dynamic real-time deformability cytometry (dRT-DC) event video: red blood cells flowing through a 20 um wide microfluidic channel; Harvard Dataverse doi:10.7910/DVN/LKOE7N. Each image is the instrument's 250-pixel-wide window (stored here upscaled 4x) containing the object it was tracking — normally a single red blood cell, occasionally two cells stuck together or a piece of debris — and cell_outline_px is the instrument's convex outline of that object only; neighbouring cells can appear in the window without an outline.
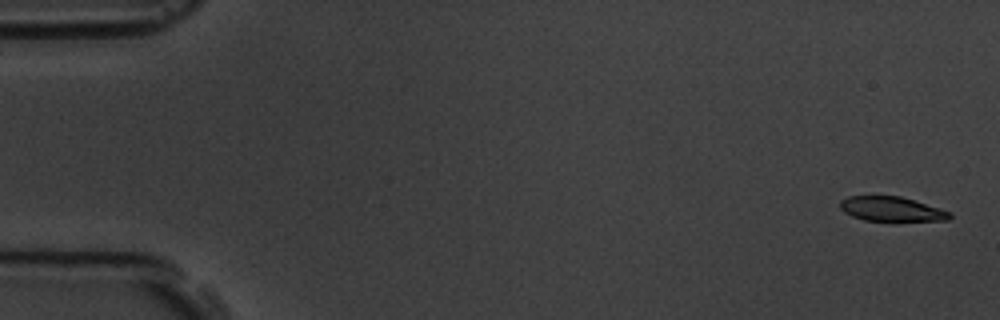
{"species": "common noctule bat (a hibernating species)", "species_latin": "Nyctalus noctula", "temperature_condition": "room temperature", "stored_images_in_passage": 5, "segment_of_instrument_passage": [2, 2], "camera_frame_rate_fps": 3000, "um_per_image_px": 0.085, "animal": {"sex": "male", "body_mass_g": 19.5, "forearm_length_mm": 54.6}, "frame": {"image": 1, "passage_image": 5, "time_ms": 5.667, "image_size_px": [1000, 320], "cell_outline_px": [[952, 216], [948, 220], [864, 220], [852, 216], [844, 212], [840, 208], [840, 200], [848, 196], [900, 196], [940, 208], [952, 212]], "centroid_in_image_um": [75.77, 17.75], "position_along_channel_um": 9.2, "area_um2": 15.49}}